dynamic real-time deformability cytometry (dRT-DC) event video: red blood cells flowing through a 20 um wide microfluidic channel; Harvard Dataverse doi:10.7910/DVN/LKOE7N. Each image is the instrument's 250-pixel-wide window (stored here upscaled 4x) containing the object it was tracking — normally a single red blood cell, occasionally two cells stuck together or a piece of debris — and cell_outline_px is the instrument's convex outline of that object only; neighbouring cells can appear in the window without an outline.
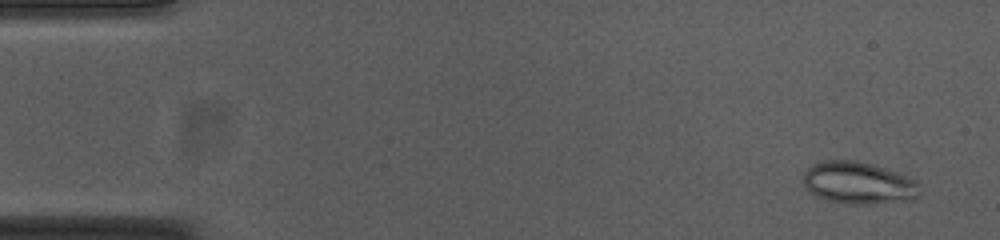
{"species": "common noctule bat (a hibernating species)", "species_latin": "Nyctalus noctula", "temperature_condition": "cold", "stored_images_in_passage": 54, "camera_frame_rate_fps": 3000, "um_per_image_px": 0.085, "animal": {"sex": "female", "body_mass_g": 23.0, "forearm_length_mm": 53.4}, "frame": {"image": 1, "passage_image": 3, "time_ms": 0.667, "image_size_px": [1000, 240], "cell_outline_px": [[920, 192], [916, 196], [908, 200], [860, 204], [828, 200], [816, 196], [804, 184], [804, 172], [812, 164], [824, 160], [852, 160], [872, 164], [896, 172], [916, 180], [920, 184]], "centroid_in_image_um": [72.97, 15.53], "position_along_channel_um": 12.0, "area_um2": 28.09}}
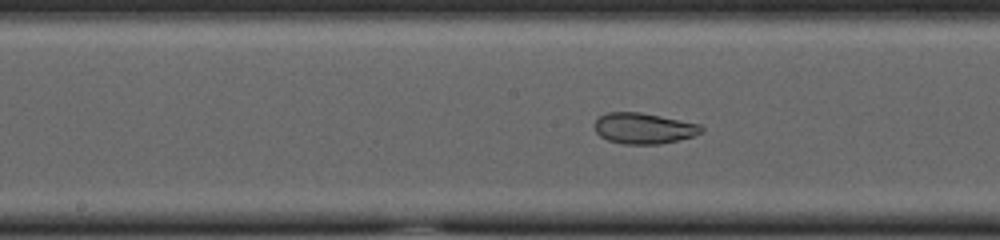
{"frame": {"image": 2, "passage_image": 27, "time_ms": 8.667, "image_size_px": [1000, 240], "cell_outline_px": [[704, 132], [680, 140], [660, 144], [624, 144], [608, 140], [600, 136], [596, 132], [596, 120], [600, 116], [608, 112], [640, 112], [700, 124], [704, 128]], "centroid_in_image_um": [54.75, 10.91], "position_along_channel_um": 193.5, "area_um2": 19.13}}
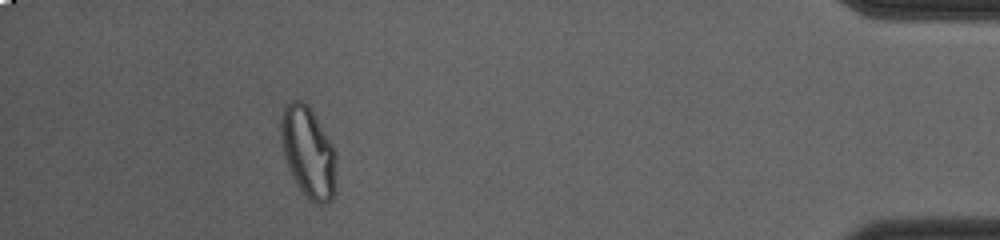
{"frame": {"image": 3, "passage_image": 49, "time_ms": 16.0, "image_size_px": [1000, 240], "cell_outline_px": [[336, 164], [332, 200], [324, 204], [316, 204], [300, 188], [292, 176], [284, 156], [280, 140], [280, 116], [288, 100], [300, 100], [308, 104], [332, 144], [336, 152]], "centroid_in_image_um": [26.17, 12.88], "position_along_channel_um": 409.0, "area_um2": 29.19}, "authors_computed_cell_mechanics": {"area_um2": 25.432, "velocity_mm_per_s": 3.7418, "shape_relaxation_time_tau1_ms": null, "shape_relaxation_time_tau2_ms": 1.1372, "deformation_change_tau1": null, "deformation_change_tau2": 0.0568}}